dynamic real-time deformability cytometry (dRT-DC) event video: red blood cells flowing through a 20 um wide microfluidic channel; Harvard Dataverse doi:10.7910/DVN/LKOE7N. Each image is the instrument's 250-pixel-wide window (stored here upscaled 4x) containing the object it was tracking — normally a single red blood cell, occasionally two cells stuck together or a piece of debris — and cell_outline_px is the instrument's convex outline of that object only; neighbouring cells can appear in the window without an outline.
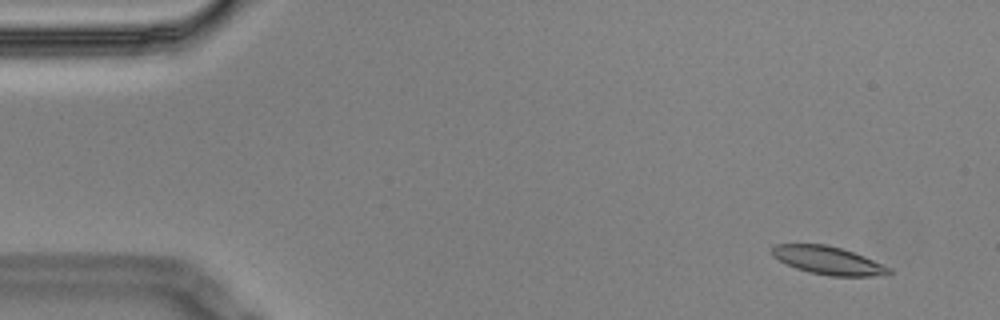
{"species": "Egyptian fruit bat (a non-hibernating species)", "species_latin": "Rousettus aegyptiacus", "temperature_condition": "cold", "stored_images_in_passage": 6, "camera_frame_rate_fps": 3000, "um_per_image_px": 0.085, "animal": {"sex": "male"}, "frame": {"image": 1, "passage_image": 1, "time_ms": 0.0, "image_size_px": [1000, 320], "cell_outline_px": [[892, 272], [888, 276], [828, 276], [808, 272], [796, 268], [780, 260], [772, 252], [772, 244], [824, 244], [840, 248], [864, 256], [892, 268]], "centroid_in_image_um": [70.46, 22.15], "position_along_channel_um": 14.5, "area_um2": 19.07}}